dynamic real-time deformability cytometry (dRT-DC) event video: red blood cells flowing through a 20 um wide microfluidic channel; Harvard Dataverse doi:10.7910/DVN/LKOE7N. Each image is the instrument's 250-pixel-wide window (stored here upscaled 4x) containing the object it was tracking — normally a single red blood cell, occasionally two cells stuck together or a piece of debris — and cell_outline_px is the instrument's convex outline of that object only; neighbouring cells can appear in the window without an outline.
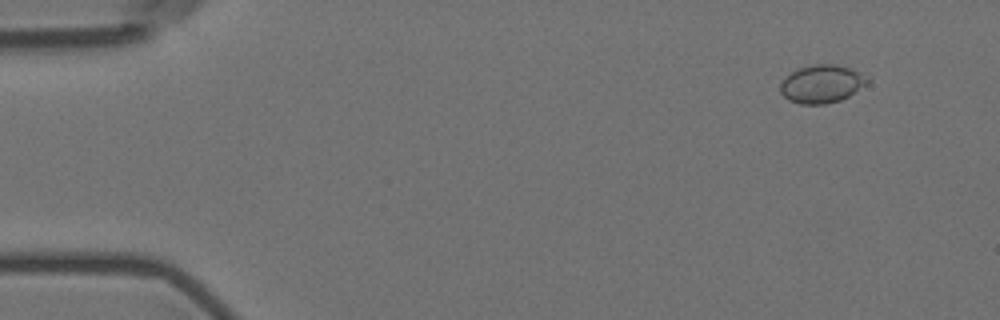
{"species": "Egyptian fruit bat (a non-hibernating species)", "species_latin": "Rousettus aegyptiacus", "temperature_condition": "room temperature", "stored_images_in_passage": 5, "camera_frame_rate_fps": 3000, "um_per_image_px": 0.085, "animal": {"sex": "female"}, "frame": {"image": 1, "passage_image": 2, "time_ms": 1.333, "image_size_px": [1000, 320], "cell_outline_px": [[872, 80], [848, 96], [840, 100], [824, 104], [800, 104], [788, 100], [780, 92], [780, 84], [792, 72], [800, 68], [812, 64], [836, 64], [860, 72]], "centroid_in_image_um": [69.86, 7.13], "position_along_channel_um": 15.1, "area_um2": 19.13}}